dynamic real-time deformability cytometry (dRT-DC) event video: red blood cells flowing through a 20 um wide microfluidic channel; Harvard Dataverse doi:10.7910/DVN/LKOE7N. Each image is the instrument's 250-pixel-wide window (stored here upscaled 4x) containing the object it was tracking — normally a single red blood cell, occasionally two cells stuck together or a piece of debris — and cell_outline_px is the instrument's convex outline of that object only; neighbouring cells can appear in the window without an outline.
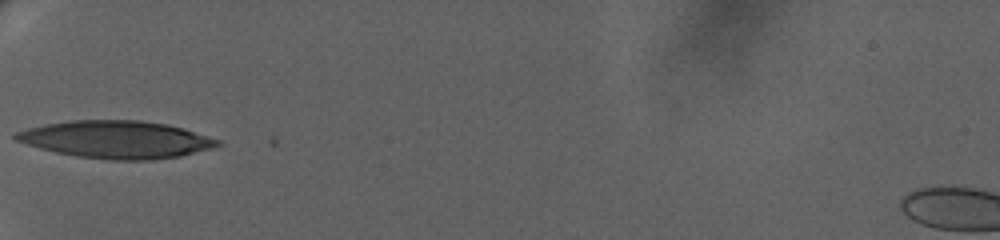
{"species": "human", "species_latin": "Homo sapiens", "temperature_condition": "warm", "stored_images_in_passage": 23, "camera_frame_rate_fps": 3000, "um_per_image_px": 0.085, "donor": {"sex": "female"}, "frame": {"image": 1, "passage_image": 1, "time_ms": 0.0, "image_size_px": [1000, 240], "cell_outline_px": [[224, 144], [180, 156], [152, 160], [108, 160], [76, 156], [56, 152], [40, 148], [16, 140], [12, 136], [12, 132], [44, 124], [72, 120], [140, 120], [168, 124], [220, 140]], "centroid_in_image_um": [9.85, 11.85], "position_along_channel_um": 75.2, "area_um2": 43.99}}
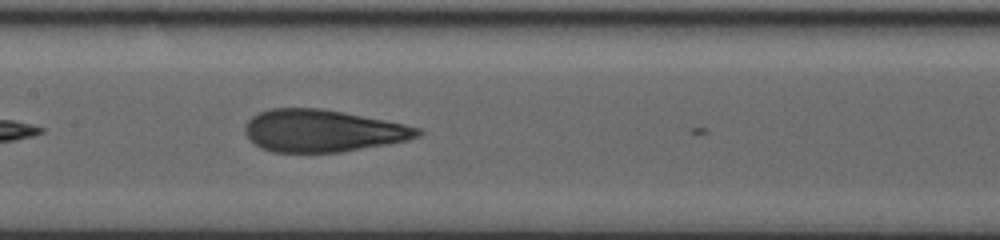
{"frame": {"image": 2, "passage_image": 11, "time_ms": 3.333, "image_size_px": [1000, 240], "cell_outline_px": [[424, 132], [420, 136], [408, 140], [388, 144], [340, 152], [272, 152], [260, 148], [244, 132], [244, 128], [248, 120], [252, 116], [260, 112], [272, 108], [320, 108], [344, 112], [404, 124], [420, 128]], "centroid_in_image_um": [27.44, 11.12], "position_along_channel_um": 180.0, "area_um2": 42.43}}
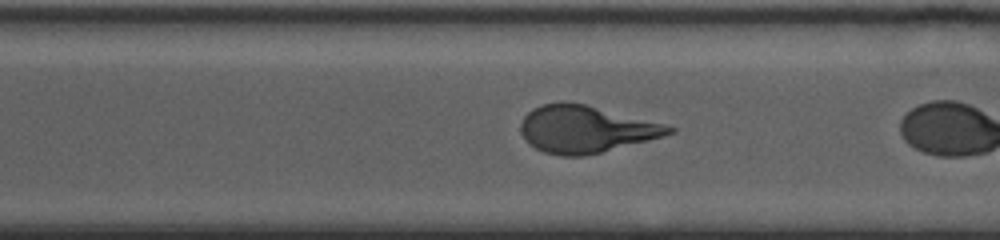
{"frame": {"image": 3, "passage_image": 22, "time_ms": 6.667, "image_size_px": [1000, 240], "cell_outline_px": [[676, 132], [648, 140], [584, 156], [560, 156], [544, 152], [528, 144], [520, 132], [520, 124], [524, 116], [532, 108], [544, 104], [560, 100], [584, 104], [664, 124], [676, 128]], "centroid_in_image_um": [49.72, 10.97], "position_along_channel_um": 320.9, "area_um2": 40.46}}